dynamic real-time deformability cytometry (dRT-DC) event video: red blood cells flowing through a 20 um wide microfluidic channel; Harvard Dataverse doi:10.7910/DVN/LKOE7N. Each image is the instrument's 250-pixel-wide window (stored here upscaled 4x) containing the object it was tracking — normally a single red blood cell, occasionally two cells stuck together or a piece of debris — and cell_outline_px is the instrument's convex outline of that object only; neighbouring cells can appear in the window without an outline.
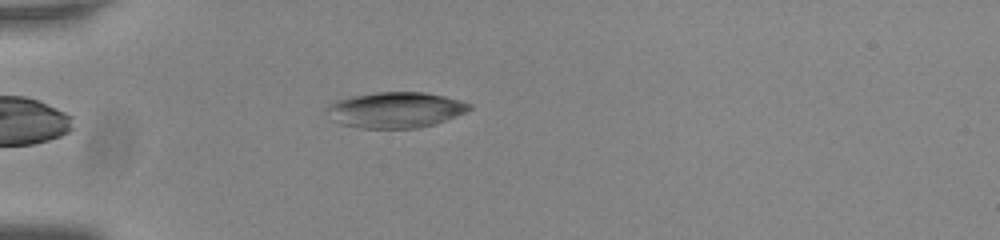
{"species": "common noctule bat (a hibernating species)", "species_latin": "Nyctalus noctula", "temperature_condition": "room temperature", "stored_images_in_passage": 45, "camera_frame_rate_fps": 3000, "um_per_image_px": 0.085, "animal": {"sex": "male", "body_mass_g": 20.0, "forearm_length_mm": 53.3}, "frame": {"image": 1, "passage_image": 6, "time_ms": 1.667, "image_size_px": [1000, 240], "cell_outline_px": [[472, 108], [464, 112], [436, 124], [420, 128], [360, 128], [340, 124], [332, 120], [324, 108], [328, 104], [336, 100], [352, 96], [376, 92], [424, 92], [444, 96], [460, 100], [472, 104]], "centroid_in_image_um": [33.58, 9.34], "position_along_channel_um": 51.4, "area_um2": 29.88}}